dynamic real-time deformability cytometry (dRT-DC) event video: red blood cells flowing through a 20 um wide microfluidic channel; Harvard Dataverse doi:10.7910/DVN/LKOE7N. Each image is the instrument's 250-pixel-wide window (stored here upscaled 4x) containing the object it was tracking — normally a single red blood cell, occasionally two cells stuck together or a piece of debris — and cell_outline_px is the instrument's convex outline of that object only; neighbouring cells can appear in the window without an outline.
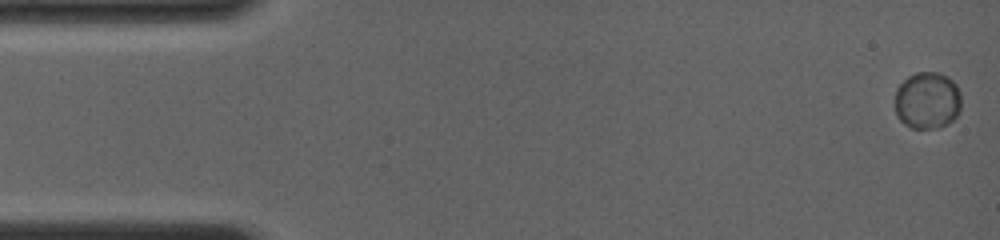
{"species": "common noctule bat (a hibernating species)", "species_latin": "Nyctalus noctula", "temperature_condition": "room temperature", "stored_images_in_passage": 63, "camera_frame_rate_fps": 4000, "um_per_image_px": 0.085, "animal": {"sex": "female", "body_mass_g": 19.0, "forearm_length_mm": 56.7}, "frame": {"image": 1, "passage_image": 1, "time_ms": 0.0, "image_size_px": [1000, 240], "cell_outline_px": [[960, 112], [948, 124], [936, 128], [912, 128], [904, 124], [896, 116], [896, 88], [908, 76], [916, 72], [936, 72], [952, 80], [956, 84], [960, 92]], "centroid_in_image_um": [78.82, 8.55], "position_along_channel_um": 6.2, "area_um2": 22.08}}
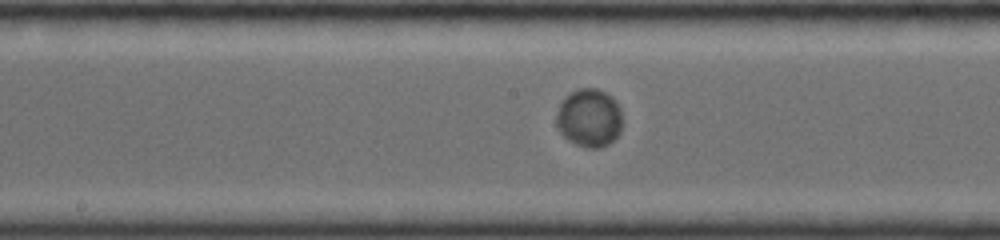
{"frame": {"image": 2, "passage_image": 25, "time_ms": 8.25, "image_size_px": [1000, 240], "cell_outline_px": [[620, 132], [608, 144], [596, 148], [588, 148], [576, 144], [568, 140], [560, 132], [556, 124], [556, 112], [560, 104], [576, 88], [596, 88], [612, 96], [620, 108]], "centroid_in_image_um": [50.06, 10.02], "position_along_channel_um": 198.1, "area_um2": 22.14}}
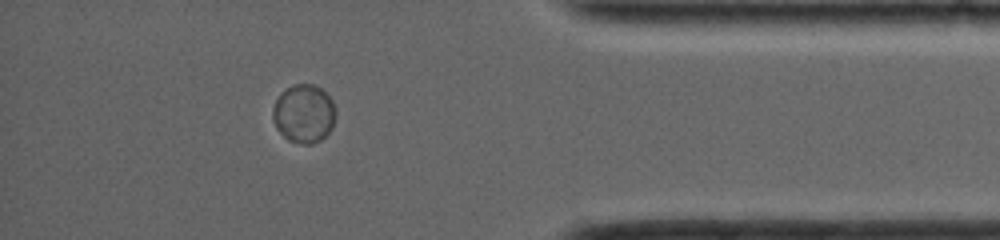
{"frame": {"image": 3, "passage_image": 55, "time_ms": 14.0, "image_size_px": [1000, 240], "cell_outline_px": [[336, 112], [332, 128], [320, 140], [312, 144], [304, 144], [288, 140], [276, 128], [272, 120], [272, 108], [280, 92], [284, 88], [292, 84], [316, 84], [332, 100]], "centroid_in_image_um": [25.8, 9.64], "position_along_channel_um": 409.4, "area_um2": 21.62}}